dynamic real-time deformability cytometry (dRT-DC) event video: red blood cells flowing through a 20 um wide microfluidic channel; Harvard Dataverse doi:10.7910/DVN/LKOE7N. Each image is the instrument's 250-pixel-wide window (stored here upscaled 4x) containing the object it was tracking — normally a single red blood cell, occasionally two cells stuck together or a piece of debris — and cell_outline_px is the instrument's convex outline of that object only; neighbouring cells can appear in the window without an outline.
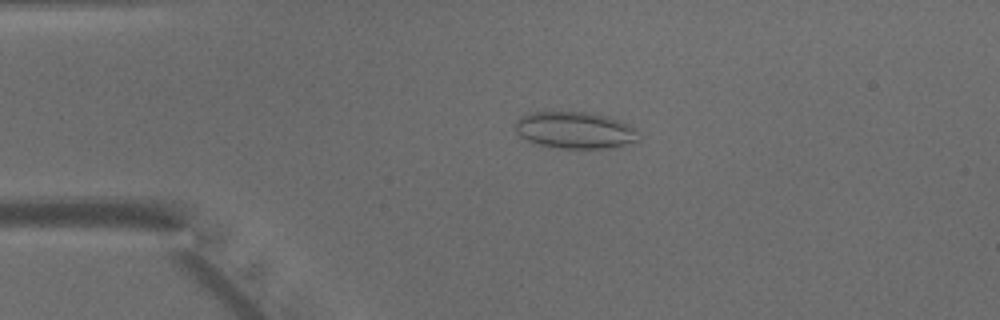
{"species": "common noctule bat (a hibernating species)", "species_latin": "Nyctalus noctula", "temperature_condition": "warm", "stored_images_in_passage": 44, "camera_frame_rate_fps": 3000, "um_per_image_px": 0.085, "animal": {"sex": "male", "body_mass_g": 15.6}, "frame": {"image": 1, "passage_image": 7, "time_ms": 2.0, "image_size_px": [1000, 320], "cell_outline_px": [[640, 140], [608, 148], [560, 148], [536, 144], [520, 136], [516, 132], [512, 124], [520, 116], [532, 112], [584, 112], [608, 116], [628, 124], [636, 128], [640, 132]], "centroid_in_image_um": [48.86, 11.06], "position_along_channel_um": 36.1, "area_um2": 26.65}}
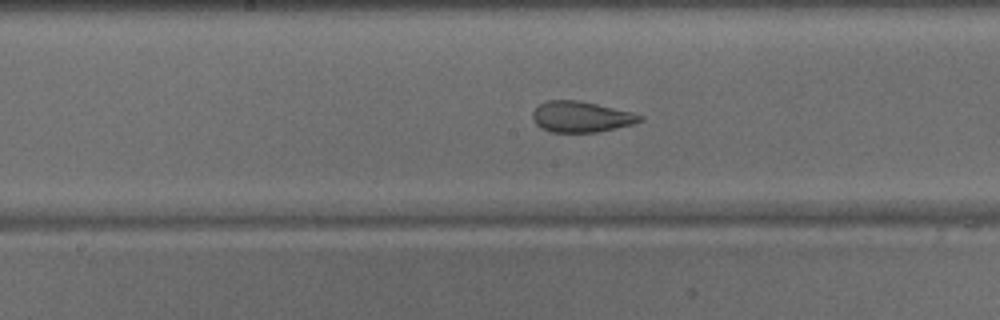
{"frame": {"image": 2, "passage_image": 21, "time_ms": 6.667, "image_size_px": [1000, 320], "cell_outline_px": [[644, 120], [632, 124], [596, 132], [552, 132], [540, 128], [532, 120], [532, 112], [540, 104], [548, 100], [576, 100], [596, 104], [632, 112], [644, 116]], "centroid_in_image_um": [49.37, 9.93], "position_along_channel_um": 198.8, "area_um2": 19.19}}
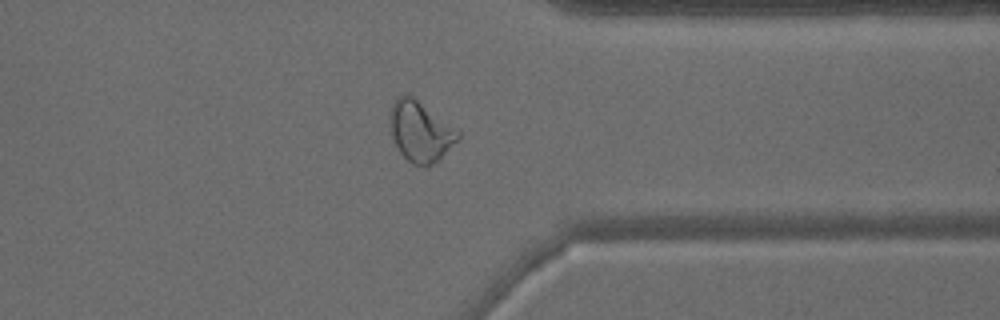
{"frame": {"image": 3, "passage_image": 34, "time_ms": 11.0, "image_size_px": [1000, 320], "cell_outline_px": [[460, 136], [432, 164], [412, 164], [400, 152], [392, 136], [388, 124], [392, 104], [396, 96], [404, 92], [412, 96], [460, 132]], "centroid_in_image_um": [35.65, 11.11], "position_along_channel_um": 375.8, "area_um2": 23.24}}